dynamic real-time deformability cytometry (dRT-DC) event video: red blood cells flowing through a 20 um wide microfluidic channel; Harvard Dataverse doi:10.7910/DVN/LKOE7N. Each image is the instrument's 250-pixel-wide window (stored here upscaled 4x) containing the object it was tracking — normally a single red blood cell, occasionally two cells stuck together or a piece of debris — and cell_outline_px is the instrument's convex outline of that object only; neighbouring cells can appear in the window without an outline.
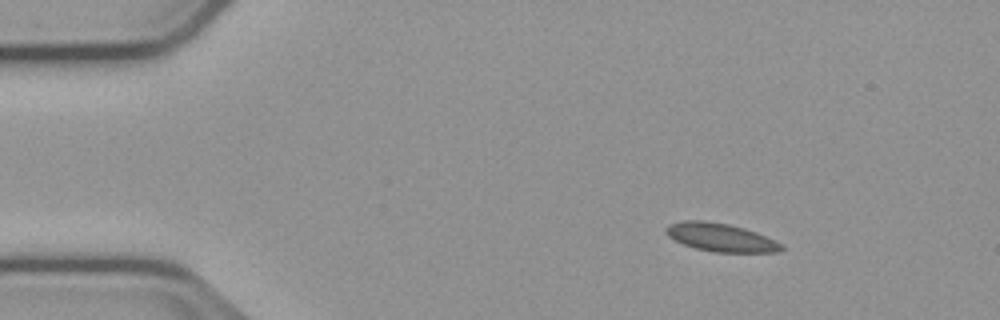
{"species": "common noctule bat (a hibernating species)", "species_latin": "Nyctalus noctula", "temperature_condition": "cold", "stored_images_in_passage": 48, "camera_frame_rate_fps": 3000, "um_per_image_px": 0.085, "animal": {"sex": "male", "body_mass_g": 23.1, "forearm_length_mm": 52.7}, "frame": {"image": 1, "passage_image": 1, "time_ms": 0.0, "image_size_px": [1000, 320], "cell_outline_px": [[784, 248], [776, 252], [716, 252], [696, 248], [684, 244], [668, 236], [668, 224], [680, 220], [704, 220], [728, 224], [744, 228], [756, 232], [780, 244]], "centroid_in_image_um": [61.23, 20.16], "position_along_channel_um": 23.8, "area_um2": 18.55}}
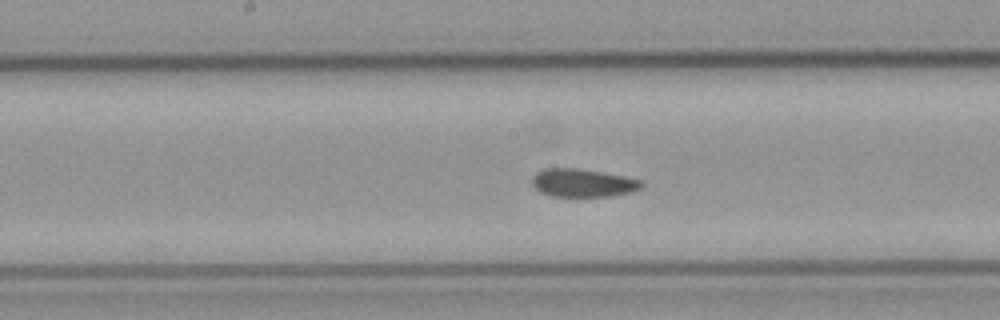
{"frame": {"image": 2, "passage_image": 21, "time_ms": 6.667, "image_size_px": [1000, 320], "cell_outline_px": [[644, 184], [640, 188], [632, 192], [608, 196], [552, 196], [540, 192], [532, 184], [532, 176], [536, 172], [544, 168], [576, 168], [624, 176], [640, 180]], "centroid_in_image_um": [49.51, 15.54], "position_along_channel_um": 198.7, "area_um2": 17.8}}
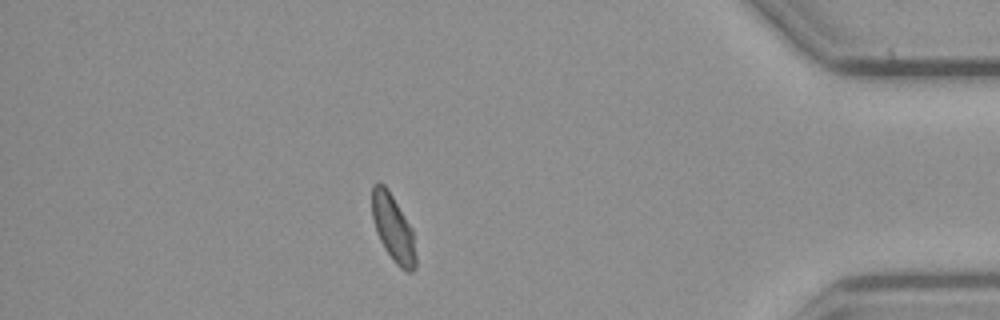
{"frame": {"image": 3, "passage_image": 41, "time_ms": 13.333, "image_size_px": [1000, 320], "cell_outline_px": [[416, 268], [412, 272], [408, 272], [400, 268], [396, 264], [384, 248], [376, 232], [372, 216], [372, 184], [376, 180], [384, 184], [388, 188], [412, 228], [416, 256]], "centroid_in_image_um": [33.41, 19.37], "position_along_channel_um": 401.8, "area_um2": 17.28}}